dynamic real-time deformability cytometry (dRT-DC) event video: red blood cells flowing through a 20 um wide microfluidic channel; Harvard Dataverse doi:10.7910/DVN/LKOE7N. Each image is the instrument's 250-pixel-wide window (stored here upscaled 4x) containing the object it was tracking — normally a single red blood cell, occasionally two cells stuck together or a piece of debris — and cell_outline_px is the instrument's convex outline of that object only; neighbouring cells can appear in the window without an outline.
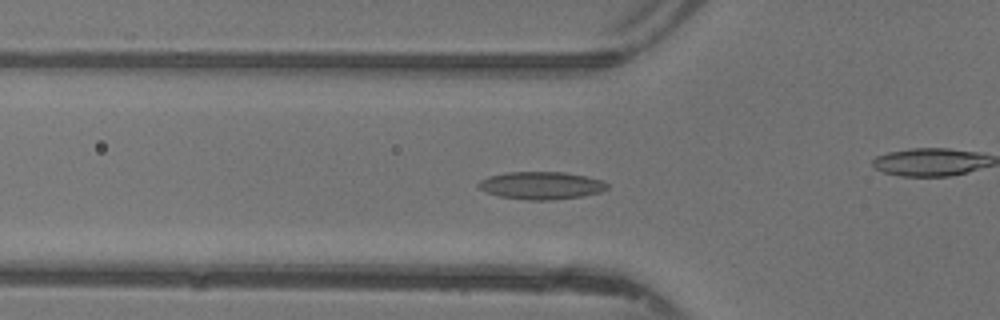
{"species": "common noctule bat (a hibernating species)", "species_latin": "Nyctalus noctula", "temperature_condition": "warm", "stored_images_in_passage": 49, "camera_frame_rate_fps": 3000, "um_per_image_px": 0.085, "animal": {"sex": "female"}, "frame": {"image": 1, "passage_image": 17, "time_ms": 5.333, "image_size_px": [1000, 320], "cell_outline_px": [[608, 188], [600, 192], [580, 196], [552, 200], [528, 200], [500, 196], [484, 192], [476, 184], [480, 180], [488, 176], [508, 172], [564, 172], [584, 176], [600, 180], [608, 184]], "centroid_in_image_um": [45.96, 15.76], "position_along_channel_um": 79.8, "area_um2": 20.58}}
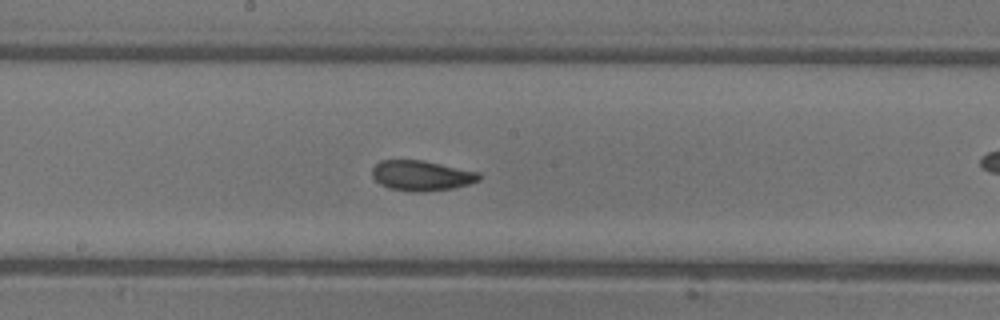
{"frame": {"image": 2, "passage_image": 26, "time_ms": 8.333, "image_size_px": [1000, 320], "cell_outline_px": [[480, 180], [468, 184], [452, 188], [424, 192], [412, 192], [388, 188], [380, 184], [372, 176], [372, 168], [380, 160], [424, 160], [480, 172]], "centroid_in_image_um": [35.82, 14.92], "position_along_channel_um": 212.4, "area_um2": 18.96}}
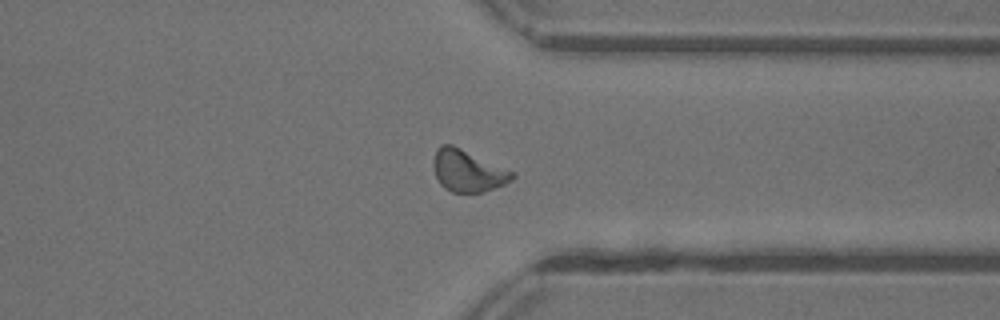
{"frame": {"image": 3, "passage_image": 37, "time_ms": 12.0, "image_size_px": [1000, 320], "cell_outline_px": [[516, 176], [512, 180], [504, 184], [484, 192], [452, 192], [444, 188], [440, 184], [432, 168], [432, 160], [436, 148], [440, 144], [452, 144], [516, 172]], "centroid_in_image_um": [39.75, 14.5], "position_along_channel_um": 371.7, "area_um2": 19.54}, "authors_computed_cell_mechanics": {"area_um2": 18.785, "velocity_mm_per_s": 4.3954, "shape_relaxation_time_tau1_ms": 4.2429, "shape_relaxation_time_tau2_ms": 1.5444, "deformation_change_tau1": 0.1535, "deformation_change_tau2": 0.0777}}